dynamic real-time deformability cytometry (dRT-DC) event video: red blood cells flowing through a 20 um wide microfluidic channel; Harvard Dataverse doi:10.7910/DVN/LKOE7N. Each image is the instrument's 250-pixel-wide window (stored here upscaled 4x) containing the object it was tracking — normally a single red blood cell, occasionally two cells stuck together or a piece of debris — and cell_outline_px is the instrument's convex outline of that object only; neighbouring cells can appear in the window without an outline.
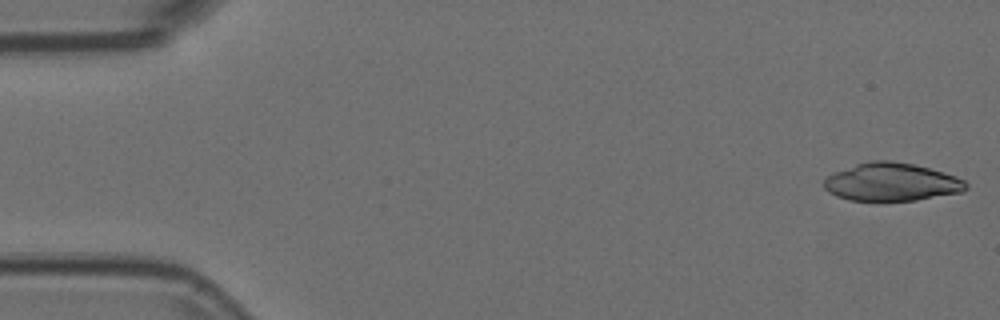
{"species": "Egyptian fruit bat (a non-hibernating species)", "species_latin": "Rousettus aegyptiacus", "temperature_condition": "room temperature", "stored_images_in_passage": 53, "camera_frame_rate_fps": 3000, "um_per_image_px": 0.085, "animal": {"sex": "female"}, "frame": {"image": 1, "passage_image": 1, "time_ms": 0.0, "image_size_px": [1000, 320], "cell_outline_px": [[968, 188], [964, 192], [916, 200], [884, 204], [848, 200], [836, 196], [828, 192], [824, 188], [824, 180], [832, 172], [856, 164], [872, 160], [892, 160], [912, 164], [944, 172], [956, 176], [964, 180], [968, 184]], "centroid_in_image_um": [75.77, 15.52], "position_along_channel_um": 9.2, "area_um2": 32.54}}
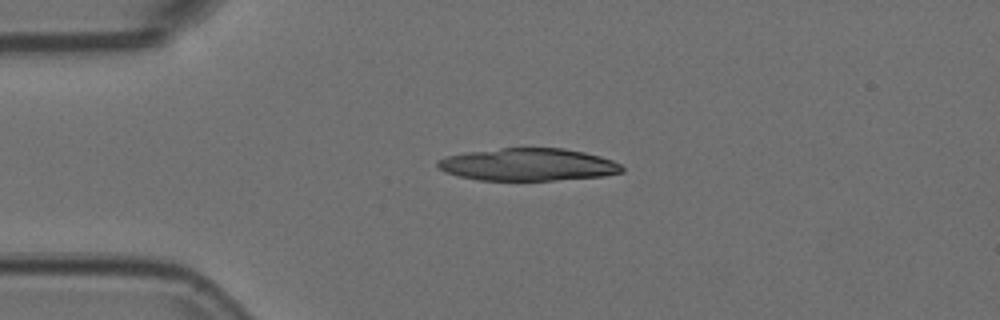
{"frame": {"image": 2, "passage_image": 12, "time_ms": 3.667, "image_size_px": [1000, 320], "cell_outline_px": [[624, 172], [604, 176], [556, 180], [480, 180], [460, 176], [444, 172], [436, 168], [436, 160], [444, 156], [464, 152], [500, 148], [564, 148], [584, 152], [600, 156], [612, 160], [620, 164], [624, 168]], "centroid_in_image_um": [44.85, 13.98], "position_along_channel_um": 40.2, "area_um2": 35.2}}